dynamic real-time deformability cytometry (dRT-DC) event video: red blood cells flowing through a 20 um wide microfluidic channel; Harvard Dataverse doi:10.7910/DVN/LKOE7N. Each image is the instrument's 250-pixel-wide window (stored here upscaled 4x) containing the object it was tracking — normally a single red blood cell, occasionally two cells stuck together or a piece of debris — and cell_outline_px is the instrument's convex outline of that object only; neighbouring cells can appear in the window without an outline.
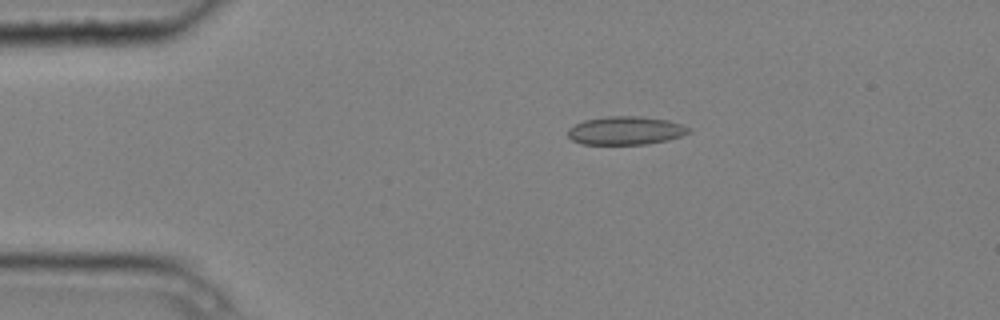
{"species": "common noctule bat (a hibernating species)", "species_latin": "Nyctalus noctula", "temperature_condition": "cold", "stored_images_in_passage": 5, "camera_frame_rate_fps": 3000, "um_per_image_px": 0.085, "animal": {"sex": "male", "body_mass_g": 20.4}, "frame": {"image": 1, "passage_image": 3, "time_ms": 0.667, "image_size_px": [1000, 320], "cell_outline_px": [[692, 132], [668, 140], [648, 144], [580, 144], [572, 140], [568, 136], [568, 128], [584, 120], [608, 116], [640, 116], [668, 120], [692, 128]], "centroid_in_image_um": [53.2, 11.1], "position_along_channel_um": 31.8, "area_um2": 20.06}}
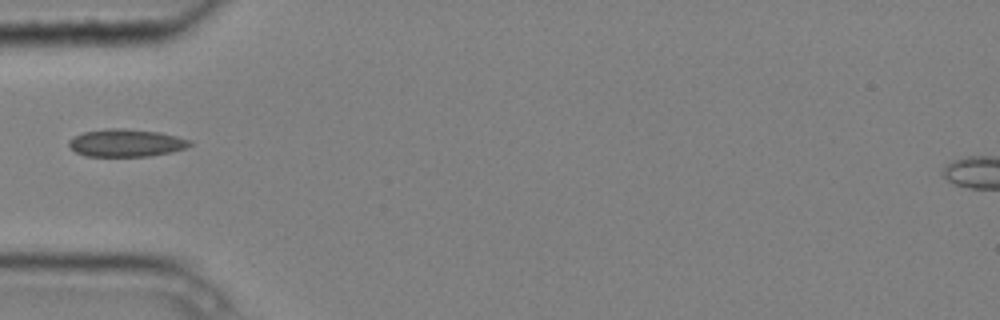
{"frame": {"image": 2, "passage_image": 5, "time_ms": 1.333, "image_size_px": [1000, 320], "cell_outline_px": [[192, 144], [184, 148], [172, 152], [148, 156], [84, 156], [68, 148], [68, 140], [72, 136], [84, 132], [104, 128], [124, 128], [160, 132], [192, 140]], "centroid_in_image_um": [10.67, 12.14], "position_along_channel_um": 74.3, "area_um2": 19.71}}